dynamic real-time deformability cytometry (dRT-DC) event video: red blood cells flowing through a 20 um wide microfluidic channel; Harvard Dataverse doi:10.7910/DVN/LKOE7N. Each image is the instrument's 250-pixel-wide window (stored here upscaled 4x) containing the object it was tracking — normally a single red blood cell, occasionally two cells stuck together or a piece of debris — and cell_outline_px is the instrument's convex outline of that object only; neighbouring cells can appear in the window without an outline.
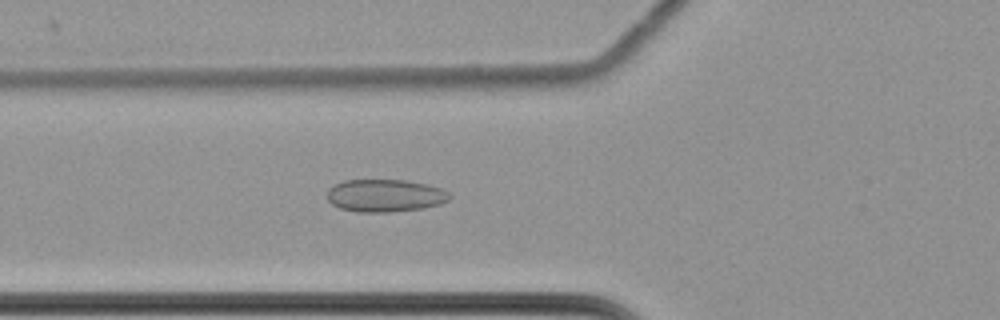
{"species": "common noctule bat (a hibernating species)", "species_latin": "Nyctalus noctula", "temperature_condition": "cold", "stored_images_in_passage": 50, "camera_frame_rate_fps": 3000, "um_per_image_px": 0.085, "animal": {"sex": "female", "body_mass_g": 22.7, "forearm_length_mm": 54.2}, "frame": {"image": 1, "passage_image": 13, "time_ms": 4.0, "image_size_px": [1000, 320], "cell_outline_px": [[452, 196], [448, 200], [440, 204], [424, 208], [388, 212], [356, 212], [340, 208], [332, 204], [328, 200], [328, 188], [344, 180], [408, 180], [428, 184], [440, 188], [448, 192]], "centroid_in_image_um": [32.74, 16.62], "position_along_channel_um": 93.1, "area_um2": 23.35}}
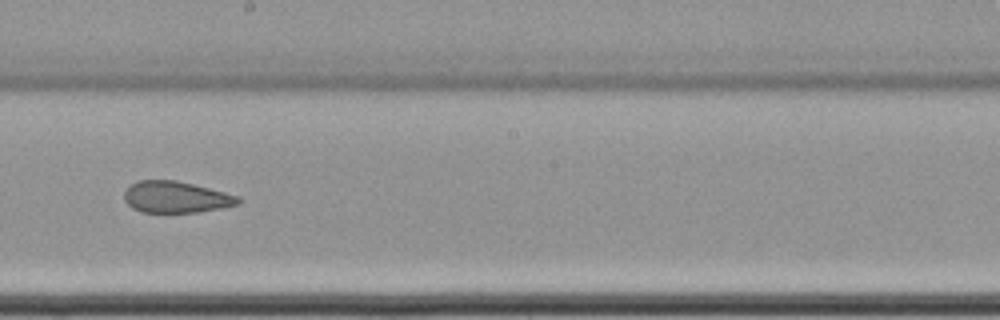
{"frame": {"image": 2, "passage_image": 25, "time_ms": 8.0, "image_size_px": [1000, 320], "cell_outline_px": [[240, 204], [200, 212], [140, 212], [132, 208], [124, 200], [124, 192], [136, 180], [176, 180], [240, 196]], "centroid_in_image_um": [14.95, 16.75], "position_along_channel_um": 233.3, "area_um2": 20.87}}
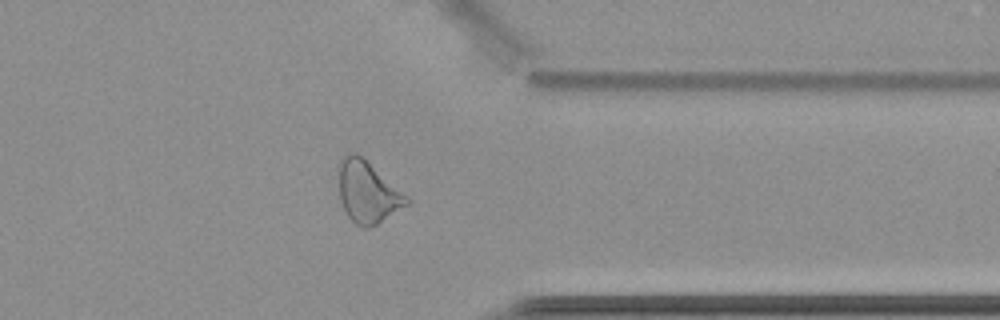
{"frame": {"image": 3, "passage_image": 38, "time_ms": 12.333, "image_size_px": [1000, 320], "cell_outline_px": [[412, 200], [408, 204], [376, 224], [368, 228], [360, 228], [348, 216], [340, 200], [340, 160], [348, 152], [356, 152], [408, 196]], "centroid_in_image_um": [31.26, 16.33], "position_along_channel_um": 380.1, "area_um2": 23.93}, "authors_computed_cell_mechanics": {"area_um2": 23.7558, "velocity_mm_per_s": 3.5007, "shape_relaxation_time_tau1_ms": null, "shape_relaxation_time_tau2_ms": 2.5843, "deformation_change_tau1": null, "deformation_change_tau2": 0.0861}}